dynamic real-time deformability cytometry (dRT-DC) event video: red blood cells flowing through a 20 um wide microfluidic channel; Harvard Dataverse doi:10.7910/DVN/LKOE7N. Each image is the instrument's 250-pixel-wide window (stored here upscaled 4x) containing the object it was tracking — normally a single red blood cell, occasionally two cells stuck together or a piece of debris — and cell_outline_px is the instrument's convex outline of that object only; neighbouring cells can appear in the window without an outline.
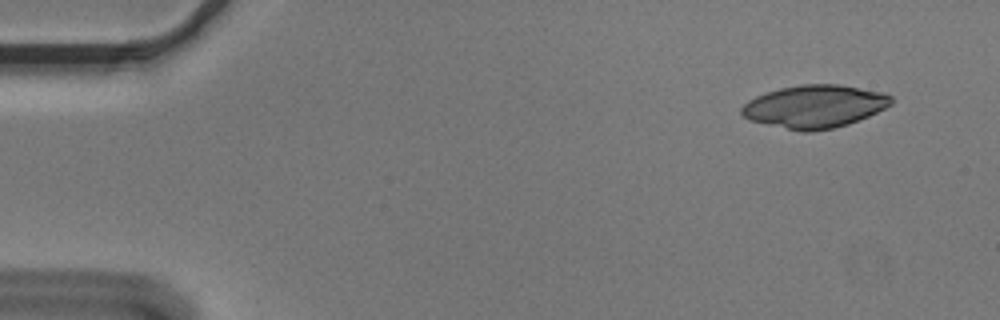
{"species": "Egyptian fruit bat (a non-hibernating species)", "species_latin": "Rousettus aegyptiacus", "temperature_condition": "cold", "stored_images_in_passage": 4, "camera_frame_rate_fps": 3000, "um_per_image_px": 0.085, "animal": {"sex": "male"}, "frame": {"image": 1, "passage_image": 1, "time_ms": 0.0, "image_size_px": [1000, 320], "cell_outline_px": [[892, 104], [868, 116], [848, 124], [832, 128], [812, 132], [800, 132], [748, 120], [740, 112], [740, 108], [748, 100], [756, 96], [780, 88], [800, 84], [840, 84], [884, 92], [892, 96]], "centroid_in_image_um": [69.23, 9.05], "position_along_channel_um": 15.8, "area_um2": 37.51}}